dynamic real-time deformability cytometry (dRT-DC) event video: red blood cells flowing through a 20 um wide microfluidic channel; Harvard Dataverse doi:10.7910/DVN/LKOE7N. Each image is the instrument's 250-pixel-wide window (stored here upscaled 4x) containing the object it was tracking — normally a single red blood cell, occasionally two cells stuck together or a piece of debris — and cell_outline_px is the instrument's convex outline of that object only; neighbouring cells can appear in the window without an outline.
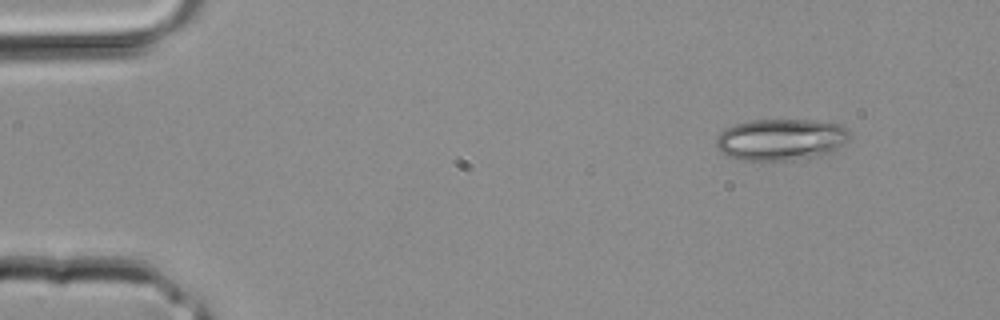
{"species": "common noctule bat (a hibernating species)", "species_latin": "Nyctalus noctula", "temperature_condition": "room temperature", "stored_images_in_passage": 2, "camera_frame_rate_fps": 3000, "um_per_image_px": 0.085, "animal": {"sex": "male", "body_mass_g": 20.4}, "frame": {"image": 1, "passage_image": 2, "time_ms": 0.333, "image_size_px": [1000, 320], "cell_outline_px": [[852, 136], [848, 140], [836, 148], [820, 156], [792, 160], [740, 160], [728, 156], [716, 148], [716, 136], [724, 128], [748, 120], [808, 120], [840, 124]], "centroid_in_image_um": [66.33, 11.86], "position_along_channel_um": 18.7, "area_um2": 32.37}}